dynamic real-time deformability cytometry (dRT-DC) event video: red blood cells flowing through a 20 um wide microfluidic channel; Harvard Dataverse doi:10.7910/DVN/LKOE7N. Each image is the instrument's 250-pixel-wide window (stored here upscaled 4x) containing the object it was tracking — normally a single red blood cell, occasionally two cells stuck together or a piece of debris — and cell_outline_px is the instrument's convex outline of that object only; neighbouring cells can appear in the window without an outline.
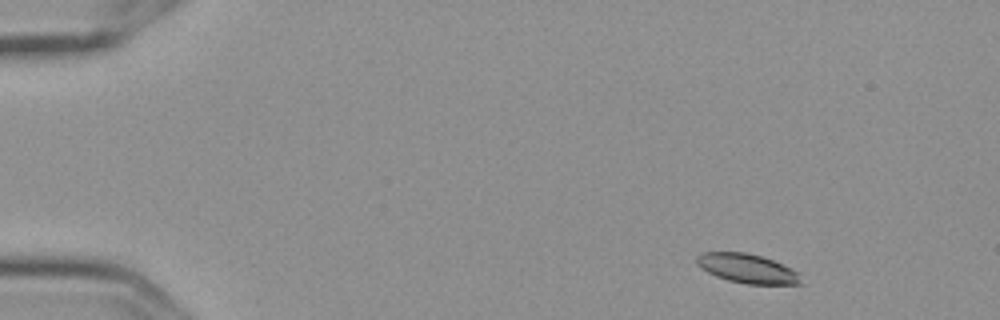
{"species": "Egyptian fruit bat (a non-hibernating species)", "species_latin": "Rousettus aegyptiacus", "temperature_condition": "cold", "stored_images_in_passage": 5, "camera_frame_rate_fps": 3000, "um_per_image_px": 0.085, "frame": {"image": 1, "passage_image": 2, "time_ms": 0.333, "image_size_px": [1000, 320], "cell_outline_px": [[804, 284], [748, 284], [728, 280], [716, 276], [708, 272], [696, 264], [696, 256], [704, 252], [744, 252], [760, 256], [772, 260], [796, 272]], "centroid_in_image_um": [63.47, 22.82], "position_along_channel_um": 21.5, "area_um2": 17.4}}
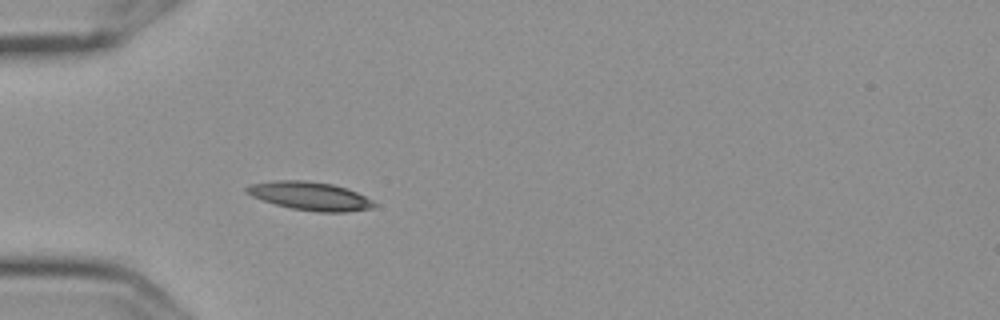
{"frame": {"image": 2, "passage_image": 5, "time_ms": 1.333, "image_size_px": [1000, 320], "cell_outline_px": [[376, 204], [372, 208], [348, 212], [320, 212], [292, 208], [276, 204], [252, 196], [244, 192], [244, 188], [248, 184], [276, 180], [304, 180], [332, 184], [348, 188], [372, 200]], "centroid_in_image_um": [26.33, 16.65], "position_along_channel_um": 58.7, "area_um2": 21.04}}